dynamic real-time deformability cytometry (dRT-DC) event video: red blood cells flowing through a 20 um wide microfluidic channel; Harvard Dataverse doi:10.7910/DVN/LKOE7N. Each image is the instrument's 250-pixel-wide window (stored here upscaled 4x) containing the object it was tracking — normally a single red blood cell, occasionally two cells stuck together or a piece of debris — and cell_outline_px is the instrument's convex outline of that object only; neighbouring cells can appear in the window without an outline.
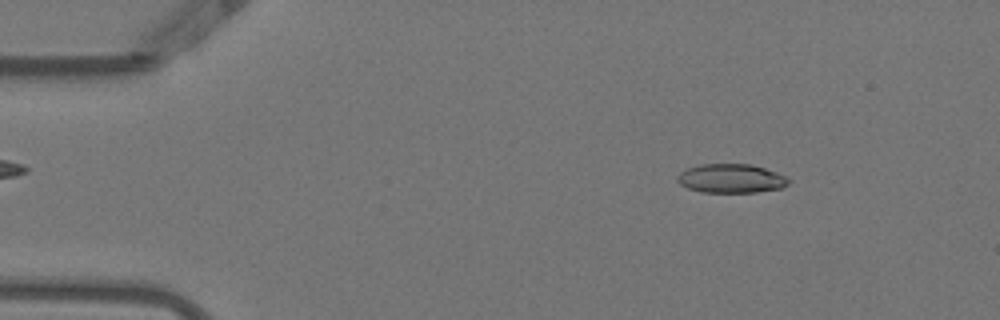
{"species": "Egyptian fruit bat (a non-hibernating species)", "species_latin": "Rousettus aegyptiacus", "temperature_condition": "warm", "stored_images_in_passage": 52, "camera_frame_rate_fps": 3000, "um_per_image_px": 0.085, "animal": {"sex": "female"}, "frame": {"image": 1, "passage_image": 7, "time_ms": 2.0, "image_size_px": [1000, 320], "cell_outline_px": [[792, 180], [788, 184], [780, 188], [756, 192], [700, 192], [688, 188], [680, 184], [676, 180], [676, 176], [680, 172], [688, 168], [700, 164], [752, 164], [776, 172]], "centroid_in_image_um": [62.12, 15.17], "position_along_channel_um": 22.9, "area_um2": 18.79}}
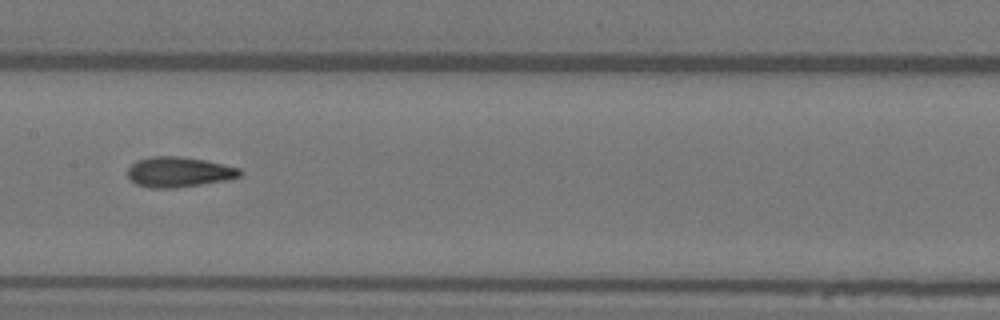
{"frame": {"image": 2, "passage_image": 26, "time_ms": 8.333, "image_size_px": [1000, 320], "cell_outline_px": [[244, 172], [240, 176], [228, 180], [176, 188], [148, 188], [136, 184], [128, 176], [128, 168], [136, 160], [152, 156], [180, 156], [204, 160], [240, 168]], "centroid_in_image_um": [15.21, 14.62], "position_along_channel_um": 192.2, "area_um2": 19.88}}
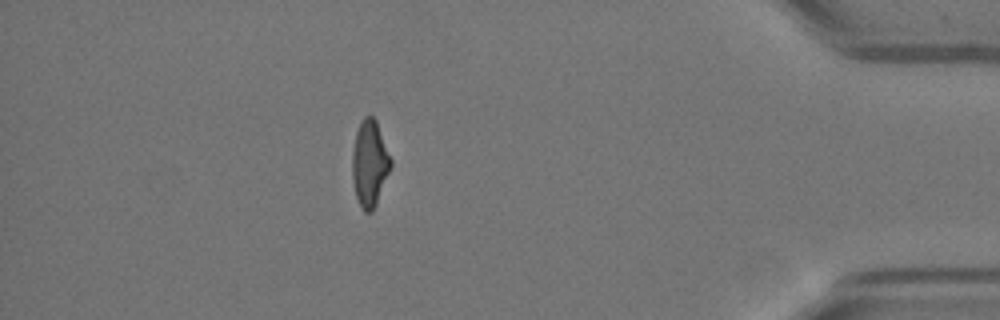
{"frame": {"image": 3, "passage_image": 46, "time_ms": 15.0, "image_size_px": [1000, 320], "cell_outline_px": [[392, 164], [376, 204], [372, 212], [364, 212], [356, 196], [352, 176], [352, 152], [356, 132], [364, 116], [372, 116], [376, 120], [392, 160]], "centroid_in_image_um": [31.42, 13.88], "position_along_channel_um": 403.8, "area_um2": 19.13}, "authors_computed_cell_mechanics": {"area_um2": 19.5075, "velocity_mm_per_s": 3.8629, "shape_relaxation_time_tau1_ms": 9.6366, "shape_relaxation_time_tau2_ms": 1.677, "deformation_change_tau1": 0.259, "deformation_change_tau2": 0.0979}}